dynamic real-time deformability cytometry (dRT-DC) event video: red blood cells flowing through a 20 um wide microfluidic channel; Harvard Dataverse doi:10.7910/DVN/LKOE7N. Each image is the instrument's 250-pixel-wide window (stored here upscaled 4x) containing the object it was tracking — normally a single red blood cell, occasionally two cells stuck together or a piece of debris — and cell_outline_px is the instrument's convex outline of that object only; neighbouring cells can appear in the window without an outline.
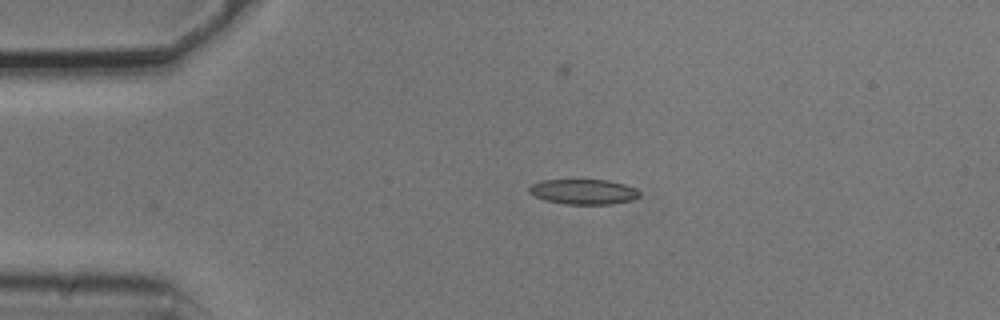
{"species": "common noctule bat (a hibernating species)", "species_latin": "Nyctalus noctula", "temperature_condition": "cold", "stored_images_in_passage": 3, "camera_frame_rate_fps": 3000, "um_per_image_px": 0.085, "animal": {"sex": "male", "body_mass_g": 20.5, "forearm_length_mm": 52.5}, "frame": {"image": 1, "passage_image": 1, "time_ms": 0.0, "image_size_px": [1000, 320], "cell_outline_px": [[640, 196], [632, 200], [612, 204], [564, 204], [544, 200], [528, 192], [528, 188], [532, 184], [540, 180], [608, 180], [624, 184], [636, 188], [640, 192]], "centroid_in_image_um": [49.6, 16.3], "position_along_channel_um": 35.4, "area_um2": 16.24}}